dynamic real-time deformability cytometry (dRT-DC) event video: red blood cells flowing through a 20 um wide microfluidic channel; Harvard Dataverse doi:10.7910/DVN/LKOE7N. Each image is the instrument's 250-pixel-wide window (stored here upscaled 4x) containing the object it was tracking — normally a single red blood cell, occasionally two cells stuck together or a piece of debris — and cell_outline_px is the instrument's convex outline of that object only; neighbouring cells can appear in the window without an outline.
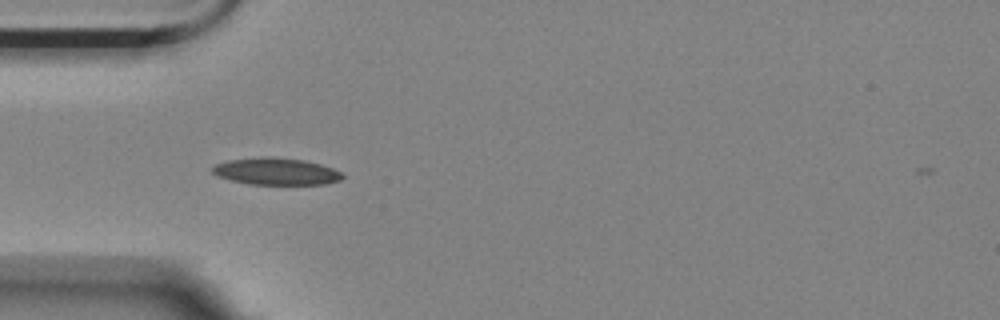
{"species": "Egyptian fruit bat (a non-hibernating species)", "species_latin": "Rousettus aegyptiacus", "temperature_condition": "room temperature", "stored_images_in_passage": 34, "camera_frame_rate_fps": 3000, "um_per_image_px": 0.085, "animal": {"sex": "female"}, "frame": {"image": 1, "passage_image": 2, "time_ms": 0.333, "image_size_px": [1000, 320], "cell_outline_px": [[344, 176], [340, 180], [324, 184], [248, 184], [216, 176], [212, 172], [212, 168], [216, 164], [228, 160], [264, 156], [268, 156], [304, 160], [320, 164], [332, 168], [340, 172]], "centroid_in_image_um": [23.44, 14.56], "position_along_channel_um": 61.6, "area_um2": 20.35}}
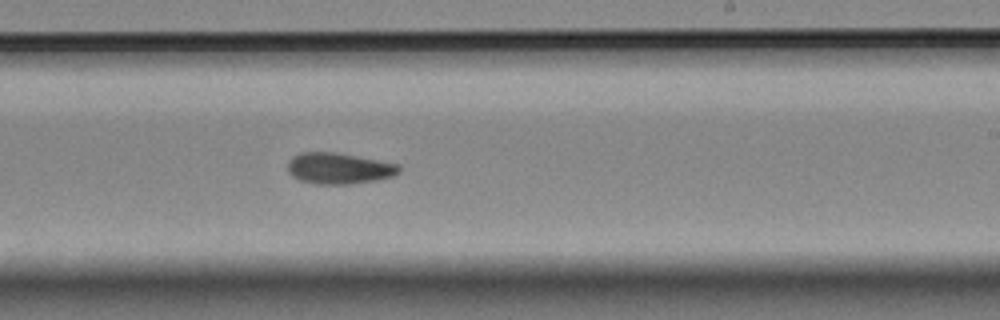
{"frame": {"image": 2, "passage_image": 19, "time_ms": 6.0, "image_size_px": [1000, 320], "cell_outline_px": [[400, 172], [392, 176], [376, 180], [352, 184], [312, 184], [300, 180], [292, 176], [288, 172], [288, 160], [292, 156], [300, 152], [336, 152], [396, 164], [400, 168]], "centroid_in_image_um": [28.74, 14.31], "position_along_channel_um": 260.3, "area_um2": 20.17}}
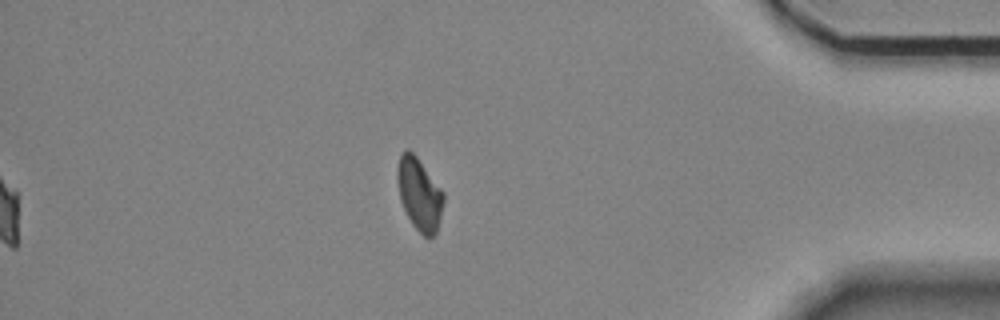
{"frame": {"image": 3, "passage_image": 34, "time_ms": 11.0, "image_size_px": [1000, 320], "cell_outline_px": [[444, 200], [436, 232], [432, 236], [424, 236], [412, 224], [400, 200], [396, 180], [396, 168], [400, 152], [404, 148], [408, 148], [416, 156], [444, 192]], "centroid_in_image_um": [35.61, 16.43], "position_along_channel_um": 399.6, "area_um2": 19.48}, "authors_computed_cell_mechanics": {"area_um2": 19.7387, "velocity_mm_per_s": 3.5152, "shape_relaxation_time_tau1_ms": null, "shape_relaxation_time_tau2_ms": 2.8325, "deformation_change_tau1": null, "deformation_change_tau2": 0.082}}